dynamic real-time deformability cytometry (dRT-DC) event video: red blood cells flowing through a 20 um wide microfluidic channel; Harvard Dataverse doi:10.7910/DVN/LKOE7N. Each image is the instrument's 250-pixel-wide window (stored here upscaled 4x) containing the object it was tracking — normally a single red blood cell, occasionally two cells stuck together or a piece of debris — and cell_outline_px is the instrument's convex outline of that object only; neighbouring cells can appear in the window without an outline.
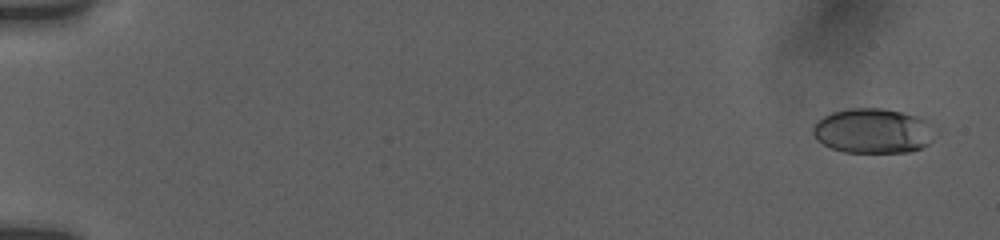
{"species": "human", "species_latin": "Homo sapiens", "temperature_condition": "room temperature", "stored_images_in_passage": 20, "camera_frame_rate_fps": 3000, "um_per_image_px": 0.085, "donor": {"sex": "female"}, "frame": {"image": 1, "passage_image": 3, "time_ms": 0.333, "image_size_px": [1000, 240], "cell_outline_px": [[932, 140], [928, 144], [920, 148], [908, 152], [844, 152], [832, 148], [816, 140], [812, 132], [812, 124], [816, 120], [832, 112], [848, 108], [884, 108], [920, 116], [928, 120]], "centroid_in_image_um": [74.14, 11.11], "position_along_channel_um": 10.9, "area_um2": 31.96}}
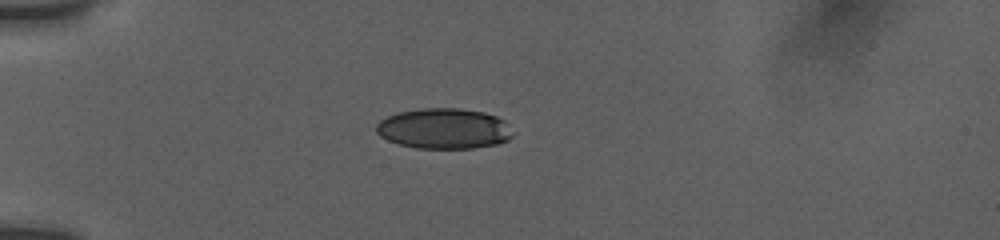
{"frame": {"image": 2, "passage_image": 15, "time_ms": 5.0, "image_size_px": [1000, 240], "cell_outline_px": [[512, 136], [508, 140], [496, 144], [472, 148], [416, 148], [400, 144], [388, 140], [380, 136], [376, 132], [376, 124], [380, 120], [396, 112], [424, 108], [460, 108], [484, 112], [496, 116], [504, 120]], "centroid_in_image_um": [37.7, 10.92], "position_along_channel_um": 47.3, "area_um2": 32.08}}
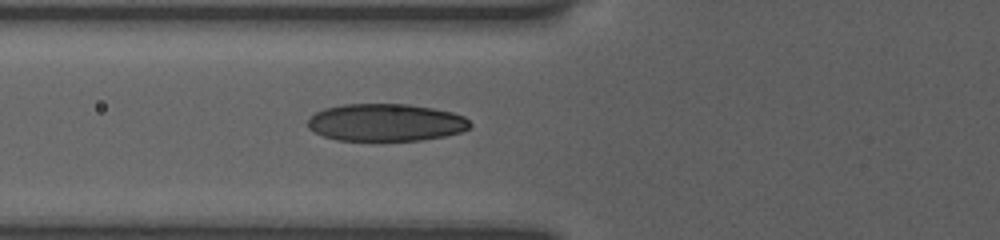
{"frame": {"image": 3, "passage_image": 19, "time_ms": 7.0, "image_size_px": [1000, 240], "cell_outline_px": [[472, 124], [468, 128], [460, 132], [444, 136], [420, 140], [336, 140], [324, 136], [308, 128], [308, 120], [316, 112], [324, 108], [344, 104], [408, 104], [432, 108], [452, 112], [464, 116]], "centroid_in_image_um": [32.79, 10.4], "position_along_channel_um": 93.0, "area_um2": 35.2}}